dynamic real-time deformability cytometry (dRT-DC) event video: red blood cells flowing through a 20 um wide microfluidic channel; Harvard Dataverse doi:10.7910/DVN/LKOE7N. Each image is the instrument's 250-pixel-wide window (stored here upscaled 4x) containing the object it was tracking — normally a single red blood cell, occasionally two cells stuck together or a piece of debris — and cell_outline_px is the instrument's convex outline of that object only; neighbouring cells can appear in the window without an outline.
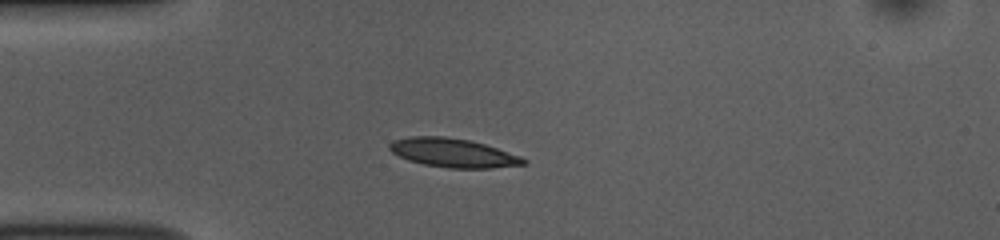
{"species": "common noctule bat (a hibernating species)", "species_latin": "Nyctalus noctula", "temperature_condition": "room temperature", "stored_images_in_passage": 40, "camera_frame_rate_fps": 3000, "um_per_image_px": 0.085, "animal": {"sex": "female", "body_mass_g": 10.0, "forearm_length_mm": 53.1}, "frame": {"image": 1, "passage_image": 1, "time_ms": 0.0, "image_size_px": [1000, 240], "cell_outline_px": [[528, 164], [492, 168], [448, 168], [424, 164], [408, 160], [392, 152], [388, 148], [388, 144], [392, 140], [408, 136], [444, 136], [468, 140], [484, 144], [520, 156], [528, 160]], "centroid_in_image_um": [38.49, 12.99], "position_along_channel_um": 46.5, "area_um2": 22.54}}
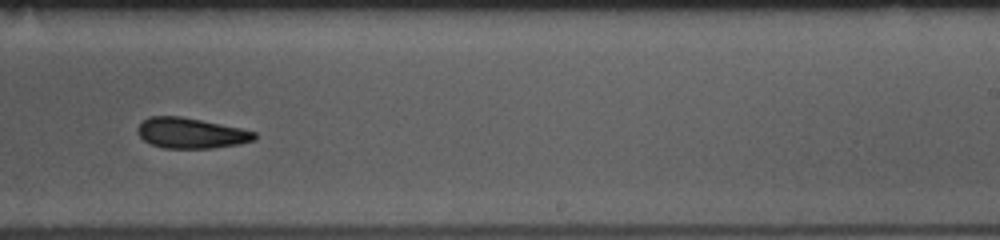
{"frame": {"image": 2, "passage_image": 20, "time_ms": 6.333, "image_size_px": [1000, 240], "cell_outline_px": [[256, 140], [240, 144], [212, 148], [164, 148], [152, 144], [144, 140], [136, 132], [136, 128], [148, 116], [180, 116], [240, 128], [256, 132]], "centroid_in_image_um": [16.23, 11.32], "position_along_channel_um": 272.8, "area_um2": 20.69}}
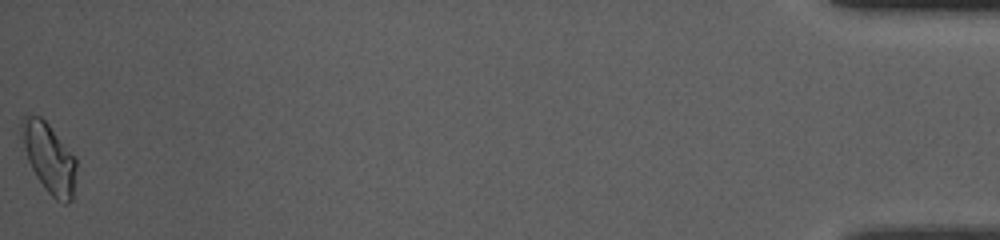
{"frame": {"image": 3, "passage_image": 40, "time_ms": 13.0, "image_size_px": [1000, 240], "cell_outline_px": [[76, 168], [72, 200], [68, 204], [64, 204], [56, 200], [44, 188], [36, 176], [28, 160], [24, 148], [20, 124], [20, 120], [24, 116], [40, 116], [48, 124], [76, 156]], "centroid_in_image_um": [4.19, 13.44], "position_along_channel_um": 431.0, "area_um2": 22.08}, "authors_computed_cell_mechanics": {"area_um2": 21.4149, "velocity_mm_per_s": 3.8114, "shape_relaxation_time_tau1_ms": 3.4299, "shape_relaxation_time_tau2_ms": 10.4038, "deformation_change_tau1": 0.1239, "deformation_change_tau2": 0.1994}}